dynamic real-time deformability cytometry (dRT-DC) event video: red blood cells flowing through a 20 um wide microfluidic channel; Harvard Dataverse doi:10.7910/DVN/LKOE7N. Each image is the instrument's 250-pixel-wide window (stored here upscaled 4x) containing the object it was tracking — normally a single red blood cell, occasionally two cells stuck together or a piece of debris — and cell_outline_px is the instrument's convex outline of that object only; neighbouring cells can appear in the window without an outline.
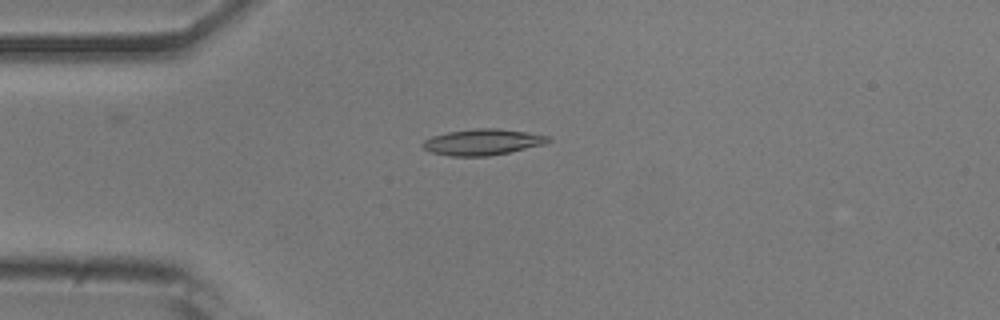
{"species": "common noctule bat (a hibernating species)", "species_latin": "Nyctalus noctula", "temperature_condition": "room temperature", "stored_images_in_passage": 53, "camera_frame_rate_fps": 3000, "um_per_image_px": 0.085, "animal": {"sex": "male", "body_mass_g": 20.5, "forearm_length_mm": 52.5}, "frame": {"image": 1, "passage_image": 13, "time_ms": 4.0, "image_size_px": [1000, 320], "cell_outline_px": [[552, 140], [544, 144], [508, 152], [488, 156], [448, 156], [432, 152], [424, 148], [420, 144], [424, 140], [432, 136], [448, 132], [476, 128], [496, 128], [552, 136]], "centroid_in_image_um": [41.01, 12.07], "position_along_channel_um": 44.0, "area_um2": 18.96}}
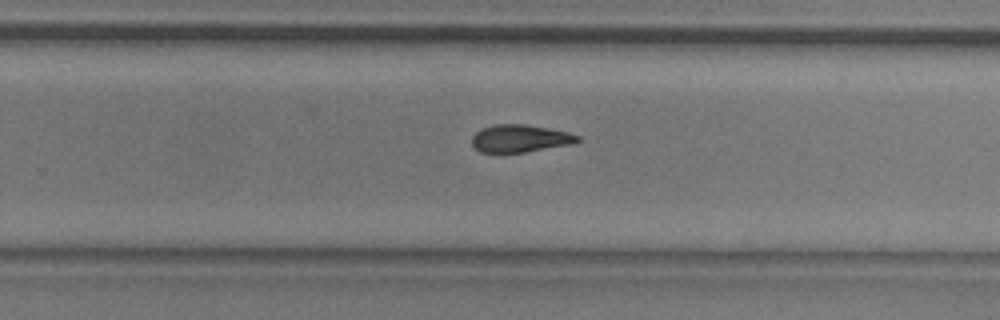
{"frame": {"image": 2, "passage_image": 33, "time_ms": 10.667, "image_size_px": [1000, 320], "cell_outline_px": [[584, 140], [572, 144], [524, 152], [480, 152], [472, 144], [472, 136], [476, 132], [484, 128], [496, 124], [528, 124], [568, 132], [580, 136]], "centroid_in_image_um": [44.26, 11.76], "position_along_channel_um": 285.5, "area_um2": 16.94}}
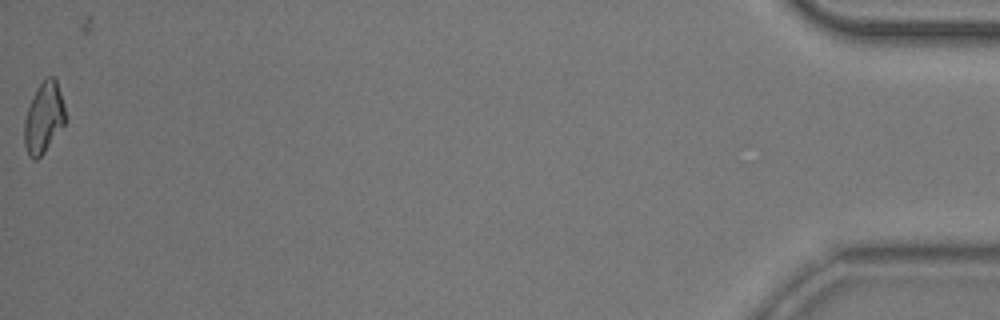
{"frame": {"image": 3, "passage_image": 52, "time_ms": 17.0, "image_size_px": [1000, 320], "cell_outline_px": [[64, 124], [44, 152], [36, 160], [32, 160], [28, 156], [24, 144], [24, 120], [28, 108], [44, 76], [52, 76], [56, 80], [64, 104]], "centroid_in_image_um": [3.7, 10.03], "position_along_channel_um": 431.5, "area_um2": 16.59}, "authors_computed_cell_mechanics": {"area_um2": 17.8024, "velocity_mm_per_s": 3.8861, "shape_relaxation_time_tau1_ms": 5.9342, "shape_relaxation_time_tau2_ms": 7.2553, "deformation_change_tau1": 0.1703, "deformation_change_tau2": 0.1468}}